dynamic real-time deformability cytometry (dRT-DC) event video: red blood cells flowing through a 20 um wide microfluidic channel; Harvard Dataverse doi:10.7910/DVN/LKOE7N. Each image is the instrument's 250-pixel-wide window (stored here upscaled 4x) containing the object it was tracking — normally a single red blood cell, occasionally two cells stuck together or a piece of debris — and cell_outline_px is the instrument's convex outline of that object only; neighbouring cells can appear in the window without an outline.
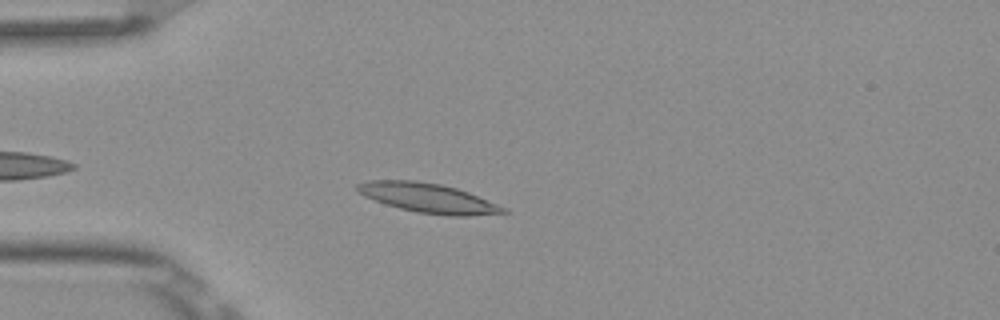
{"species": "Egyptian fruit bat (a non-hibernating species)", "species_latin": "Rousettus aegyptiacus", "temperature_condition": "room temperature", "stored_images_in_passage": 6, "camera_frame_rate_fps": 3000, "um_per_image_px": 0.085, "frame": {"image": 1, "passage_image": 5, "time_ms": 1.333, "image_size_px": [1000, 320], "cell_outline_px": [[508, 212], [468, 216], [448, 216], [416, 212], [384, 204], [364, 196], [356, 192], [356, 184], [368, 180], [416, 180], [440, 184], [456, 188], [468, 192], [508, 208]], "centroid_in_image_um": [36.36, 16.83], "position_along_channel_um": 48.6, "area_um2": 25.2}}